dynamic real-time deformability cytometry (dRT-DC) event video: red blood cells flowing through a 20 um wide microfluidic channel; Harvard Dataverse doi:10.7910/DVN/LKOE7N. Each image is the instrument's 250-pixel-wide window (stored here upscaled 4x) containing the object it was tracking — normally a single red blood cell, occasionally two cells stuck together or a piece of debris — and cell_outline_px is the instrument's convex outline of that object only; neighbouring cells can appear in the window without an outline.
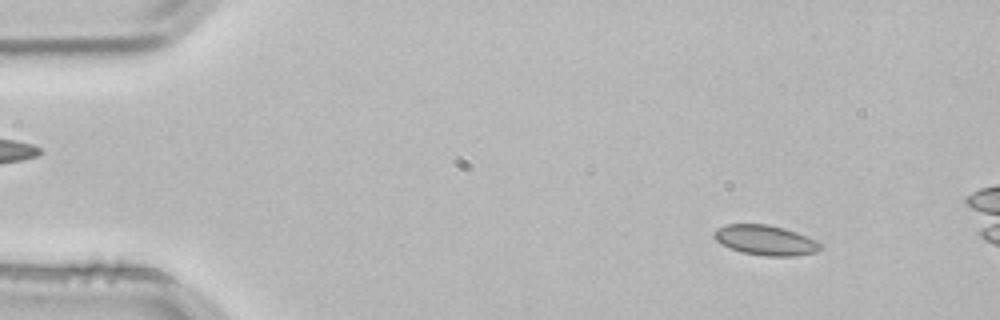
{"species": "common noctule bat (a hibernating species)", "species_latin": "Nyctalus noctula", "temperature_condition": "room temperature", "stored_images_in_passage": 3, "camera_frame_rate_fps": 3000, "um_per_image_px": 0.085, "animal": {"sex": "male", "body_mass_g": 21.5, "forearm_length_mm": 52.0}, "frame": {"image": 1, "passage_image": 1, "time_ms": 0.0, "image_size_px": [1000, 320], "cell_outline_px": [[820, 248], [816, 252], [792, 256], [768, 256], [740, 252], [720, 244], [712, 236], [712, 232], [716, 228], [724, 224], [768, 224], [784, 228], [796, 232], [816, 240], [820, 244]], "centroid_in_image_um": [64.99, 20.4], "position_along_channel_um": 20.0, "area_um2": 18.67}}